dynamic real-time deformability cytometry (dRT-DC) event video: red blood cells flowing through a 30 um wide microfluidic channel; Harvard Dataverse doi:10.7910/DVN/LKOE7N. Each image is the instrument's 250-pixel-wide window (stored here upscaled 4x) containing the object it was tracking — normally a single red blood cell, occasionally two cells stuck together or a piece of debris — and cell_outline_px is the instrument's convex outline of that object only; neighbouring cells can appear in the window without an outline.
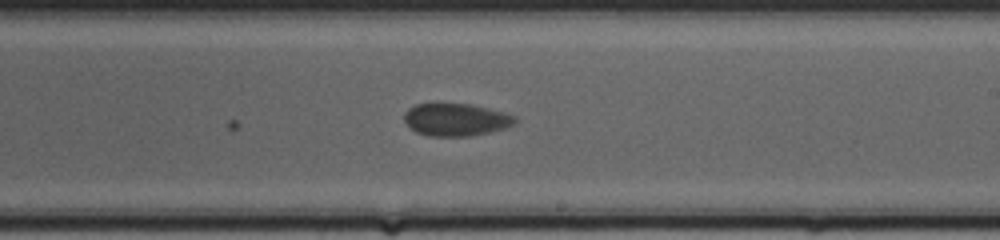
{"species": "common noctule bat (a hibernating species)", "species_latin": "Nyctalus noctula", "temperature_condition": "cold", "stored_images_in_passage": 17, "camera_frame_rate_fps": 3000, "um_per_image_px": 0.085, "animal": {"sex": "female", "body_mass_g": 20.0, "forearm_length_mm": 54.0}, "frame": {"image": 1, "passage_image": 17, "time_ms": 5.333, "image_size_px": [1000, 240], "cell_outline_px": [[516, 120], [512, 124], [504, 128], [488, 132], [468, 136], [428, 136], [416, 132], [404, 120], [404, 112], [408, 108], [416, 104], [472, 104], [504, 112], [516, 116]], "centroid_in_image_um": [38.73, 10.16], "position_along_channel_um": 250.3, "area_um2": 20.81}}